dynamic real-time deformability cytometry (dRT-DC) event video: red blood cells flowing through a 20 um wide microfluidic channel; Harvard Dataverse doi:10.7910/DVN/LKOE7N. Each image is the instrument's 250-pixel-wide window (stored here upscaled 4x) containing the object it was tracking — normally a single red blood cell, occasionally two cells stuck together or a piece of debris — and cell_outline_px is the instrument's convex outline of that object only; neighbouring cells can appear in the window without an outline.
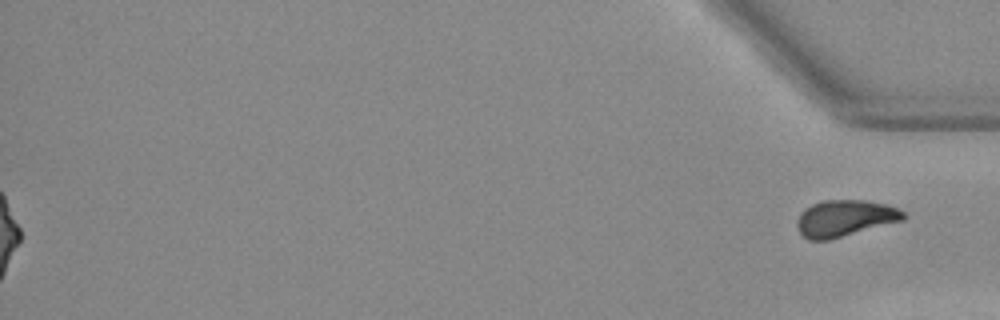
{"species": "Egyptian fruit bat (a non-hibernating species)", "species_latin": "Rousettus aegyptiacus", "temperature_condition": "warm", "stored_images_in_passage": 48, "segment_of_instrument_passage": [2, 2], "camera_frame_rate_fps": 3000, "um_per_image_px": 0.085, "animal": {"sex": "female"}, "frame": {"image": 1, "passage_image": 48, "time_ms": 15.667, "image_size_px": [1000, 320], "cell_outline_px": [[908, 216], [904, 220], [828, 240], [808, 240], [800, 232], [796, 224], [800, 212], [804, 208], [812, 204], [824, 200], [864, 200], [884, 204], [896, 208], [904, 212]], "centroid_in_image_um": [71.8, 18.55], "position_along_channel_um": 363.4, "area_um2": 22.54}}